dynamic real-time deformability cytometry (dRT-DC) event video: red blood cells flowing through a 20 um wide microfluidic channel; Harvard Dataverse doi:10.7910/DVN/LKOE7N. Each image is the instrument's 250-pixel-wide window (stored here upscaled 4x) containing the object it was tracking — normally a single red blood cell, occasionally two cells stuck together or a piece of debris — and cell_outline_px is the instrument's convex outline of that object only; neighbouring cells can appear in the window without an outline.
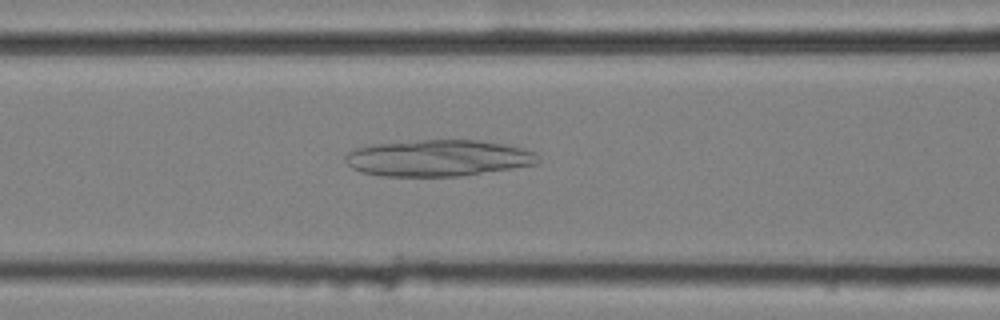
{"species": "common noctule bat (a hibernating species)", "species_latin": "Nyctalus noctula", "temperature_condition": "cold", "stored_images_in_passage": 41, "camera_frame_rate_fps": 3000, "um_per_image_px": 0.085, "animal": {"sex": "female", "body_mass_g": 25.1}, "frame": {"image": 1, "passage_image": 8, "time_ms": 2.333, "image_size_px": [1000, 320], "cell_outline_px": [[540, 160], [536, 164], [512, 168], [460, 176], [380, 176], [360, 172], [352, 168], [344, 160], [344, 156], [348, 152], [356, 148], [372, 144], [420, 140], [476, 140], [504, 144], [536, 152]], "centroid_in_image_um": [37.2, 13.43], "position_along_channel_um": 129.4, "area_um2": 40.92}}
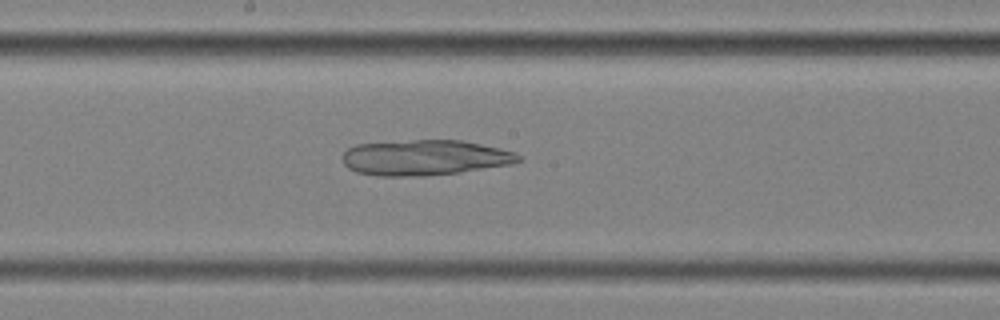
{"frame": {"image": 2, "passage_image": 15, "time_ms": 4.667, "image_size_px": [1000, 320], "cell_outline_px": [[524, 160], [512, 164], [460, 172], [424, 176], [376, 176], [356, 172], [348, 168], [344, 164], [340, 156], [348, 148], [356, 144], [412, 140], [460, 140], [500, 148], [512, 152], [520, 156]], "centroid_in_image_um": [36.07, 13.4], "position_along_channel_um": 212.1, "area_um2": 36.53}}
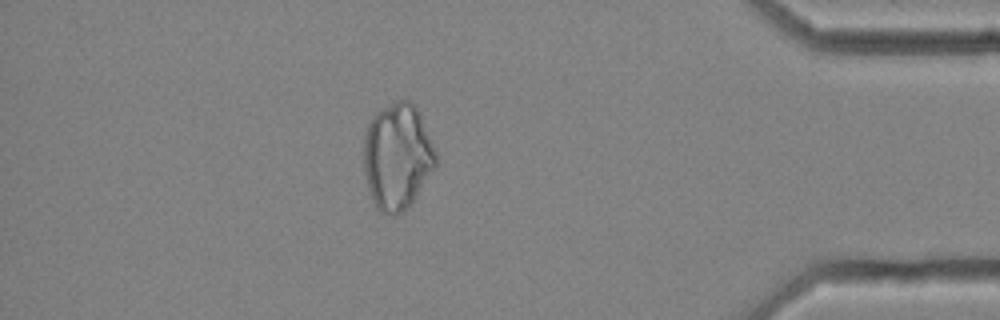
{"frame": {"image": 3, "passage_image": 34, "time_ms": 11.0, "image_size_px": [1000, 320], "cell_outline_px": [[436, 164], [416, 196], [408, 208], [396, 216], [388, 216], [380, 212], [376, 208], [372, 200], [368, 188], [364, 172], [364, 136], [368, 124], [372, 116], [376, 112], [388, 104], [396, 100], [408, 100], [420, 112], [436, 152]], "centroid_in_image_um": [33.75, 13.31], "position_along_channel_um": 401.4, "area_um2": 44.8}}